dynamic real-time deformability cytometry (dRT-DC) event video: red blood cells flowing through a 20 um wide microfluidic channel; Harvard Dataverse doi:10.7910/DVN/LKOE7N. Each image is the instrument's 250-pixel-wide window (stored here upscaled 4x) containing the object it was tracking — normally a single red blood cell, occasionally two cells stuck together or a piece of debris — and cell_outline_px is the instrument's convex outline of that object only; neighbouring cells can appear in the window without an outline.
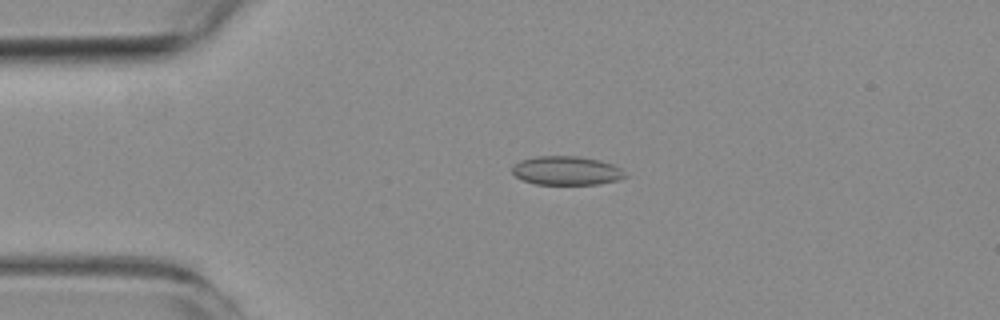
{"species": "common noctule bat (a hibernating species)", "species_latin": "Nyctalus noctula", "temperature_condition": "room temperature", "stored_images_in_passage": 5, "camera_frame_rate_fps": 3000, "um_per_image_px": 0.085, "animal": {"sex": "female", "body_mass_g": 19.3, "forearm_length_mm": 54.1}, "frame": {"image": 1, "passage_image": 4, "time_ms": 3.667, "image_size_px": [1000, 320], "cell_outline_px": [[628, 176], [616, 180], [600, 184], [536, 184], [524, 180], [516, 176], [512, 172], [512, 164], [520, 160], [536, 156], [580, 156], [600, 160], [612, 164], [620, 168]], "centroid_in_image_um": [48.14, 14.49], "position_along_channel_um": 36.9, "area_um2": 19.02}}